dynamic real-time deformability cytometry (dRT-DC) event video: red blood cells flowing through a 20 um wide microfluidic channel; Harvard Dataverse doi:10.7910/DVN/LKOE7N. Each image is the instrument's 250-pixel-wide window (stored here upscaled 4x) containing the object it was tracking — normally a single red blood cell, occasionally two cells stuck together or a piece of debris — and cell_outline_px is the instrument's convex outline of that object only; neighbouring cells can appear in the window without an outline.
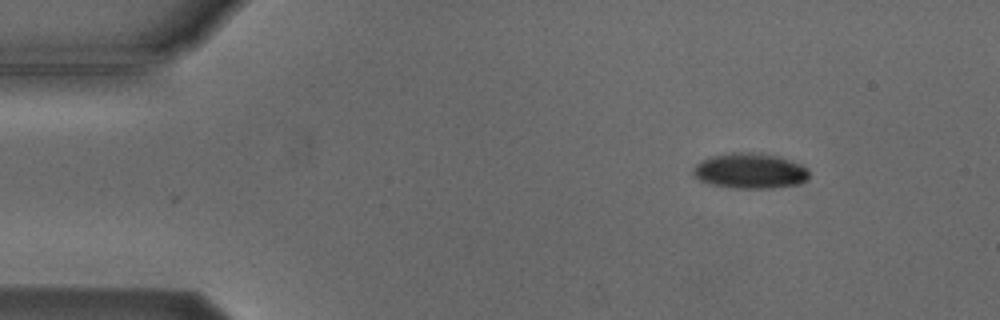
{"species": "Egyptian fruit bat (a non-hibernating species)", "species_latin": "Rousettus aegyptiacus", "temperature_condition": "cold", "stored_images_in_passage": 4, "camera_frame_rate_fps": 3000, "um_per_image_px": 0.085, "animal": {"sex": "male"}, "frame": {"image": 1, "passage_image": 4, "time_ms": 3.667, "image_size_px": [1000, 320], "cell_outline_px": [[808, 176], [800, 184], [772, 188], [736, 188], [712, 184], [700, 180], [692, 172], [696, 164], [700, 160], [712, 156], [732, 152], [760, 152], [780, 156], [804, 164], [808, 168]], "centroid_in_image_um": [63.79, 14.5], "position_along_channel_um": 21.2, "area_um2": 24.1}}